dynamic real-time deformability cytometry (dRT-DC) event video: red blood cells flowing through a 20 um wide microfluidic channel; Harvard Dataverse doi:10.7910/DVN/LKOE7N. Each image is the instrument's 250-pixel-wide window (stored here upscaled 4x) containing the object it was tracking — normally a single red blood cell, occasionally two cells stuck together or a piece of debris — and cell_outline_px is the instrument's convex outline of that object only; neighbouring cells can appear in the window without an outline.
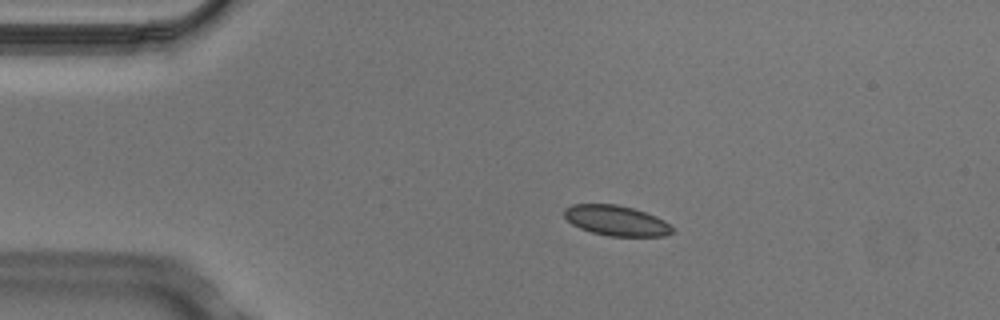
{"species": "Egyptian fruit bat (a non-hibernating species)", "species_latin": "Rousettus aegyptiacus", "temperature_condition": "cold", "stored_images_in_passage": 5, "camera_frame_rate_fps": 3000, "um_per_image_px": 0.085, "animal": {"sex": "male"}, "frame": {"image": 1, "passage_image": 4, "time_ms": 1.0, "image_size_px": [1000, 320], "cell_outline_px": [[672, 232], [664, 236], [608, 236], [592, 232], [580, 228], [572, 224], [564, 216], [564, 208], [572, 204], [616, 204], [632, 208], [656, 216], [664, 220], [672, 228]], "centroid_in_image_um": [52.35, 18.74], "position_along_channel_um": 32.7, "area_um2": 18.9}}